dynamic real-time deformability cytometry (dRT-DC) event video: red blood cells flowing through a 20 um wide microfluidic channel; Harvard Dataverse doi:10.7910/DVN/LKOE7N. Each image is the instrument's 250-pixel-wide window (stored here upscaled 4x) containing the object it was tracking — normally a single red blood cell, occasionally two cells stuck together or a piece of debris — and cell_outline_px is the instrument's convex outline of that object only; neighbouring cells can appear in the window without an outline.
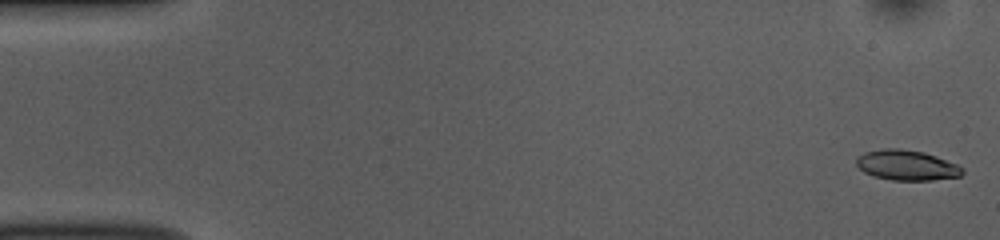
{"species": "common noctule bat (a hibernating species)", "species_latin": "Nyctalus noctula", "temperature_condition": "room temperature", "stored_images_in_passage": 53, "camera_frame_rate_fps": 3000, "um_per_image_px": 0.085, "animal": {"sex": "female", "body_mass_g": 10.0, "forearm_length_mm": 53.1}, "frame": {"image": 1, "passage_image": 1, "time_ms": 0.0, "image_size_px": [1000, 240], "cell_outline_px": [[964, 172], [960, 176], [932, 180], [892, 180], [872, 176], [864, 172], [856, 164], [856, 160], [864, 152], [888, 148], [900, 148], [924, 152], [936, 156], [956, 164], [964, 168]], "centroid_in_image_um": [77.08, 14.04], "position_along_channel_um": 7.9, "area_um2": 18.61}}
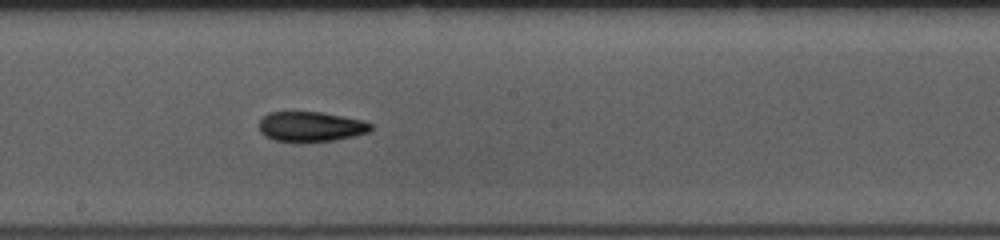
{"frame": {"image": 2, "passage_image": 29, "time_ms": 9.333, "image_size_px": [1000, 240], "cell_outline_px": [[372, 128], [368, 132], [336, 140], [300, 144], [272, 140], [264, 136], [260, 132], [260, 120], [268, 112], [320, 112], [344, 116], [364, 120], [372, 124]], "centroid_in_image_um": [26.39, 10.79], "position_along_channel_um": 221.8, "area_um2": 20.06}}
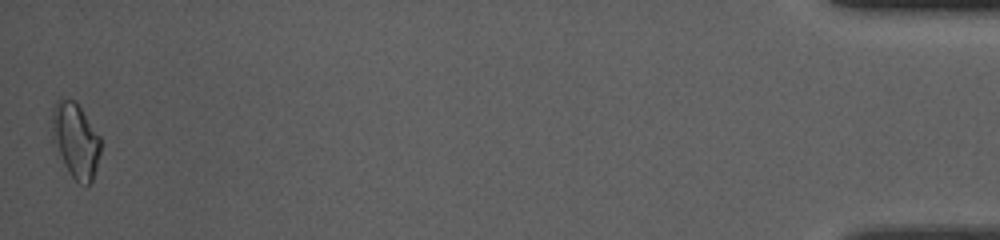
{"frame": {"image": 3, "passage_image": 53, "time_ms": 17.333, "image_size_px": [1000, 240], "cell_outline_px": [[100, 152], [96, 168], [92, 180], [88, 184], [80, 184], [72, 176], [64, 164], [52, 140], [52, 108], [56, 100], [60, 96], [76, 100], [100, 136]], "centroid_in_image_um": [6.41, 11.85], "position_along_channel_um": 428.8, "area_um2": 21.33}, "authors_computed_cell_mechanics": {"area_um2": 19.074, "velocity_mm_per_s": 3.7313, "shape_relaxation_time_tau1_ms": 5.1464, "shape_relaxation_time_tau2_ms": 3.576, "deformation_change_tau1": 0.153, "deformation_change_tau2": 0.1088}}